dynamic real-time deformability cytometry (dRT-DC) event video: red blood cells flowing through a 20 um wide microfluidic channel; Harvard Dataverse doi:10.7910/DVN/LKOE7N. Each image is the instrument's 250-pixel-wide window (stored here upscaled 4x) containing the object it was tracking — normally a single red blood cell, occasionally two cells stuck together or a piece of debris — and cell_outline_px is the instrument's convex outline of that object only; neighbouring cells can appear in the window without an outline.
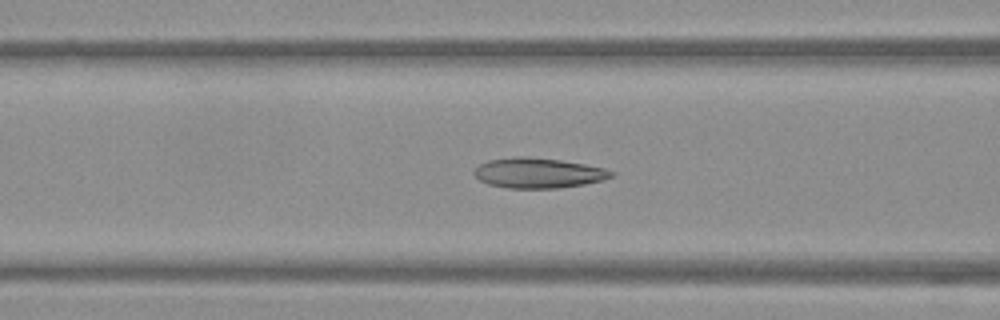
{"species": "Egyptian fruit bat (a non-hibernating species)", "species_latin": "Rousettus aegyptiacus", "temperature_condition": "warm", "stored_images_in_passage": 53, "camera_frame_rate_fps": 3000, "um_per_image_px": 0.085, "frame": {"image": 1, "passage_image": 21, "time_ms": 6.667, "image_size_px": [1000, 320], "cell_outline_px": [[616, 172], [612, 176], [604, 180], [584, 184], [560, 188], [508, 188], [488, 184], [480, 180], [472, 172], [480, 164], [488, 160], [516, 156], [524, 156], [560, 160], [584, 164], [604, 168]], "centroid_in_image_um": [45.76, 14.7], "position_along_channel_um": 120.8, "area_um2": 24.1}}
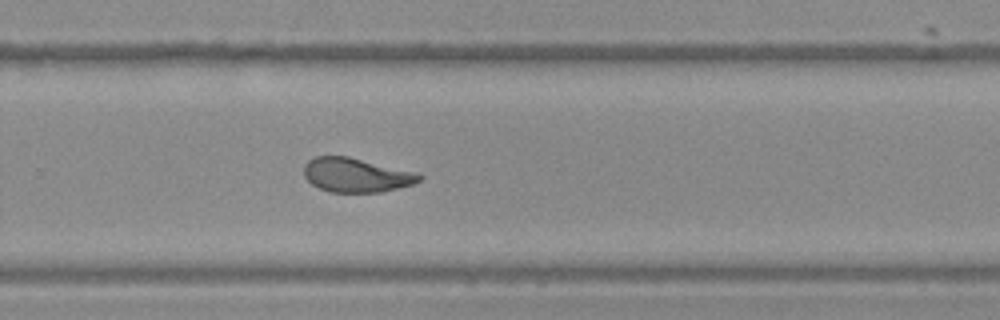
{"frame": {"image": 2, "passage_image": 35, "time_ms": 11.333, "image_size_px": [1000, 320], "cell_outline_px": [[424, 176], [420, 180], [412, 184], [380, 192], [332, 192], [320, 188], [312, 184], [304, 176], [304, 164], [308, 160], [316, 156], [348, 156], [420, 172]], "centroid_in_image_um": [30.31, 14.86], "position_along_channel_um": 299.5, "area_um2": 23.12}}
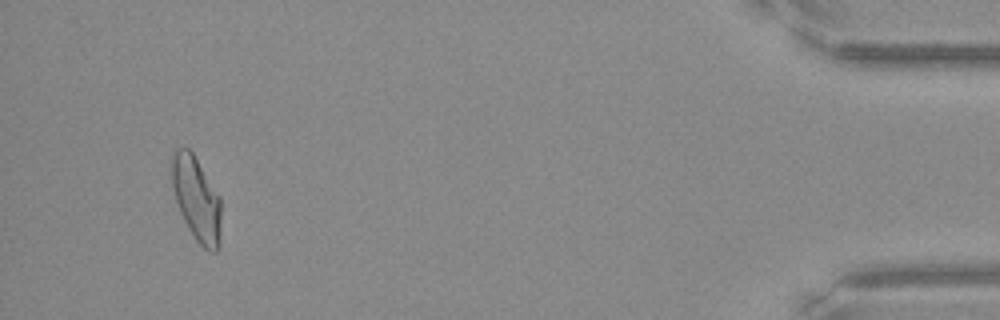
{"frame": {"image": 3, "passage_image": 50, "time_ms": 16.333, "image_size_px": [1000, 320], "cell_outline_px": [[220, 244], [216, 252], [212, 252], [204, 248], [196, 240], [188, 228], [180, 212], [172, 188], [168, 172], [168, 160], [172, 148], [188, 148], [192, 152], [220, 196]], "centroid_in_image_um": [16.63, 16.82], "position_along_channel_um": 418.6, "area_um2": 24.91}, "authors_computed_cell_mechanics": {"area_um2": 24.1026, "velocity_mm_per_s": 3.8246, "shape_relaxation_time_tau1_ms": 4.4979, "shape_relaxation_time_tau2_ms": 1.5708, "deformation_change_tau1": 0.1602, "deformation_change_tau2": 0.0723}}